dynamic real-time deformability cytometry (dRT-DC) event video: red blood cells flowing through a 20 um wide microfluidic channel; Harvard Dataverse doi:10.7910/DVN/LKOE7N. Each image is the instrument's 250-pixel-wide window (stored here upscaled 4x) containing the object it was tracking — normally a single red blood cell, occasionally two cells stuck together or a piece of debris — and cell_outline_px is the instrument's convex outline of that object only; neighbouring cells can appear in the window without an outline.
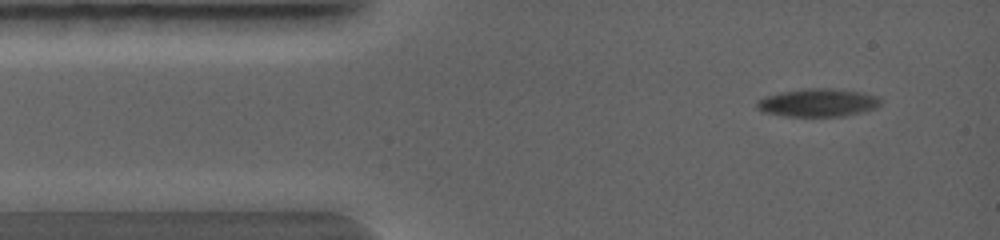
{"species": "common noctule bat (a hibernating species)", "species_latin": "Nyctalus noctula", "temperature_condition": "warm", "stored_images_in_passage": 43, "camera_frame_rate_fps": 5000, "um_per_image_px": 0.085, "animal": {"sex": "female", "body_mass_g": 19.0, "forearm_length_mm": 56.7}, "frame": {"image": 1, "passage_image": 3, "time_ms": 0.6, "image_size_px": [1000, 240], "cell_outline_px": [[880, 104], [876, 108], [844, 116], [784, 116], [764, 112], [756, 108], [756, 100], [764, 96], [780, 92], [804, 88], [832, 88], [864, 92], [880, 96]], "centroid_in_image_um": [69.51, 8.71], "position_along_channel_um": 15.5, "area_um2": 20.46}}
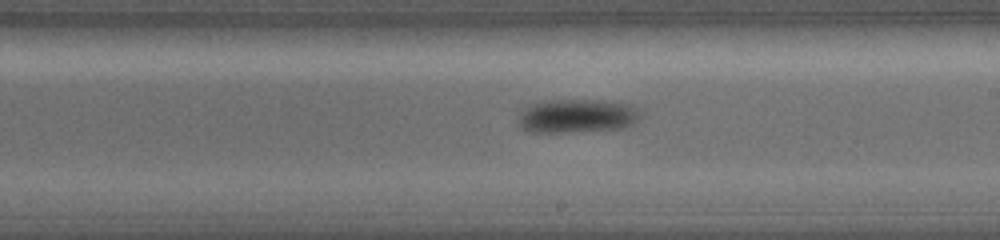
{"frame": {"image": 2, "passage_image": 22, "time_ms": 4.8, "image_size_px": [1000, 240], "cell_outline_px": [[640, 120], [624, 128], [560, 132], [532, 132], [516, 124], [516, 108], [540, 100], [600, 100], [628, 104], [636, 108], [640, 112]], "centroid_in_image_um": [48.91, 9.83], "position_along_channel_um": 240.1, "area_um2": 24.62}}
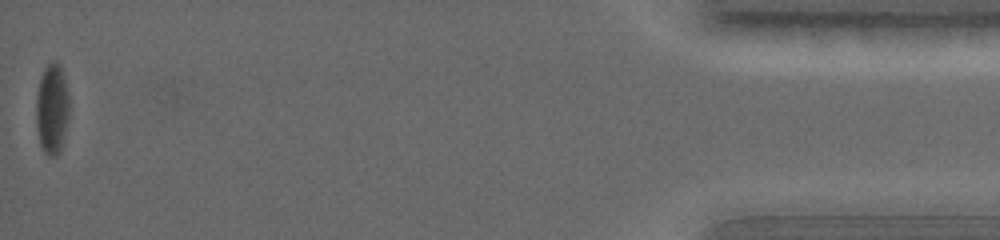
{"frame": {"image": 3, "passage_image": 43, "time_ms": 9.4, "image_size_px": [1000, 240], "cell_outline_px": [[68, 120], [60, 152], [56, 156], [48, 156], [44, 152], [40, 144], [36, 124], [36, 100], [40, 80], [44, 68], [52, 60], [56, 60], [60, 64], [64, 76], [68, 96]], "centroid_in_image_um": [4.42, 9.26], "position_along_channel_um": 430.8, "area_um2": 17.46}}